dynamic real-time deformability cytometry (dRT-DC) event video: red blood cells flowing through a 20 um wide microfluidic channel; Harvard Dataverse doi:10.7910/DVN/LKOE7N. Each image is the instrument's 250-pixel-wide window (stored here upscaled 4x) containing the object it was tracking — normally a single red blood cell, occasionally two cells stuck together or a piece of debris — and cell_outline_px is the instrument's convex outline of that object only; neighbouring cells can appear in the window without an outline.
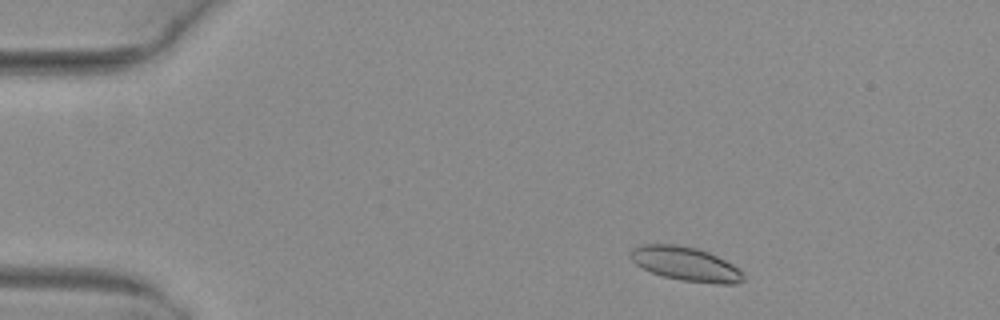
{"species": "common noctule bat (a hibernating species)", "species_latin": "Nyctalus noctula", "temperature_condition": "warm", "stored_images_in_passage": 48, "camera_frame_rate_fps": 3000, "um_per_image_px": 0.085, "animal": {"sex": "female", "body_mass_g": 29.2, "forearm_length_mm": 56.3}, "frame": {"image": 1, "passage_image": 5, "time_ms": 1.333, "image_size_px": [1000, 320], "cell_outline_px": [[744, 280], [736, 284], [716, 284], [680, 280], [664, 276], [652, 272], [636, 264], [628, 256], [628, 252], [632, 248], [644, 244], [676, 244], [696, 248], [708, 252], [740, 268], [744, 272]], "centroid_in_image_um": [58.29, 22.43], "position_along_channel_um": 26.7, "area_um2": 22.48}}
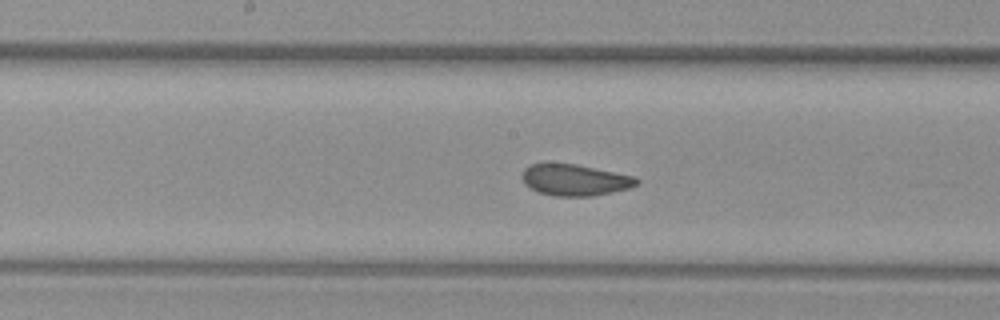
{"frame": {"image": 2, "passage_image": 24, "time_ms": 7.667, "image_size_px": [1000, 320], "cell_outline_px": [[640, 184], [632, 188], [592, 196], [556, 196], [540, 192], [528, 188], [524, 184], [520, 176], [524, 168], [528, 164], [544, 160], [576, 164], [636, 176], [640, 180]], "centroid_in_image_um": [48.82, 15.25], "position_along_channel_um": 199.4, "area_um2": 21.91}}
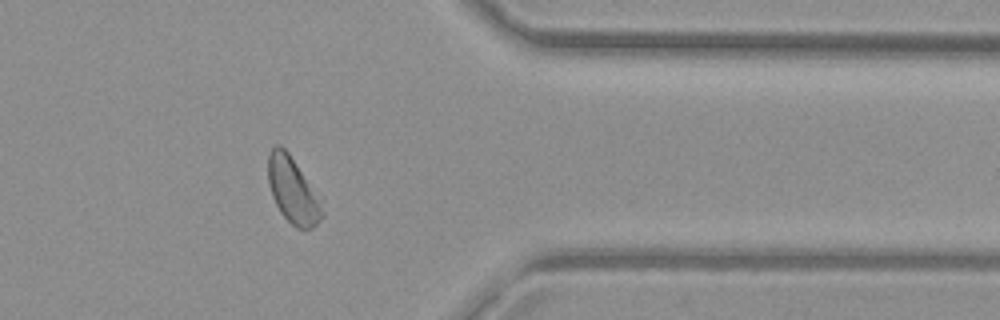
{"frame": {"image": 3, "passage_image": 39, "time_ms": 12.667, "image_size_px": [1000, 320], "cell_outline_px": [[324, 216], [312, 228], [296, 228], [280, 212], [272, 196], [268, 184], [268, 152], [276, 144], [280, 144], [288, 152], [308, 184], [324, 212]], "centroid_in_image_um": [24.81, 16.18], "position_along_channel_um": 386.6, "area_um2": 19.88}, "authors_computed_cell_mechanics": {"area_um2": 21.8773, "velocity_mm_per_s": 4.0127, "shape_relaxation_time_tau1_ms": 5.2775, "shape_relaxation_time_tau2_ms": 0.8414, "deformation_change_tau1": 0.105, "deformation_change_tau2": 0.0617}}